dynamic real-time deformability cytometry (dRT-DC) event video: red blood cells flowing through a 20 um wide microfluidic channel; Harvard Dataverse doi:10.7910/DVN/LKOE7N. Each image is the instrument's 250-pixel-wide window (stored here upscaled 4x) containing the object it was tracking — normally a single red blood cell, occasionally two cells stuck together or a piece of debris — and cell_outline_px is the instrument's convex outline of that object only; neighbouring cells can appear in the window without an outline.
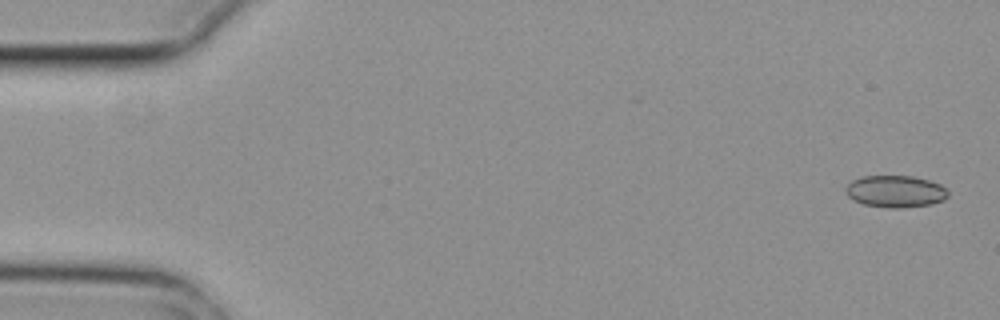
{"species": "common noctule bat (a hibernating species)", "species_latin": "Nyctalus noctula", "temperature_condition": "cold", "stored_images_in_passage": 5, "camera_frame_rate_fps": 3000, "um_per_image_px": 0.085, "animal": {"sex": "female", "body_mass_g": 29.2, "forearm_length_mm": 56.3}, "frame": {"image": 1, "passage_image": 1, "time_ms": 0.0, "image_size_px": [1000, 320], "cell_outline_px": [[948, 196], [944, 200], [932, 204], [900, 208], [888, 208], [864, 204], [852, 200], [848, 196], [844, 188], [852, 180], [860, 176], [912, 176], [928, 180], [940, 184], [948, 192]], "centroid_in_image_um": [76.09, 16.27], "position_along_channel_um": 8.9, "area_um2": 19.13}}
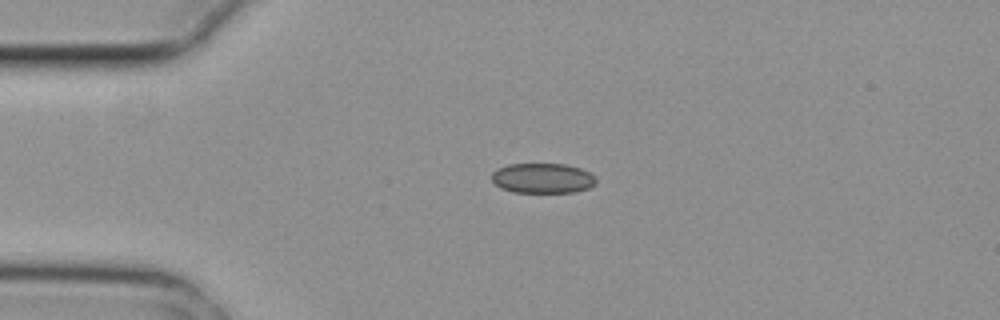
{"frame": {"image": 2, "passage_image": 4, "time_ms": 1.0, "image_size_px": [1000, 320], "cell_outline_px": [[596, 184], [588, 188], [572, 192], [512, 192], [500, 188], [492, 180], [492, 172], [496, 168], [508, 164], [564, 164], [580, 168], [596, 176]], "centroid_in_image_um": [46.11, 15.14], "position_along_channel_um": 38.9, "area_um2": 18.32}}